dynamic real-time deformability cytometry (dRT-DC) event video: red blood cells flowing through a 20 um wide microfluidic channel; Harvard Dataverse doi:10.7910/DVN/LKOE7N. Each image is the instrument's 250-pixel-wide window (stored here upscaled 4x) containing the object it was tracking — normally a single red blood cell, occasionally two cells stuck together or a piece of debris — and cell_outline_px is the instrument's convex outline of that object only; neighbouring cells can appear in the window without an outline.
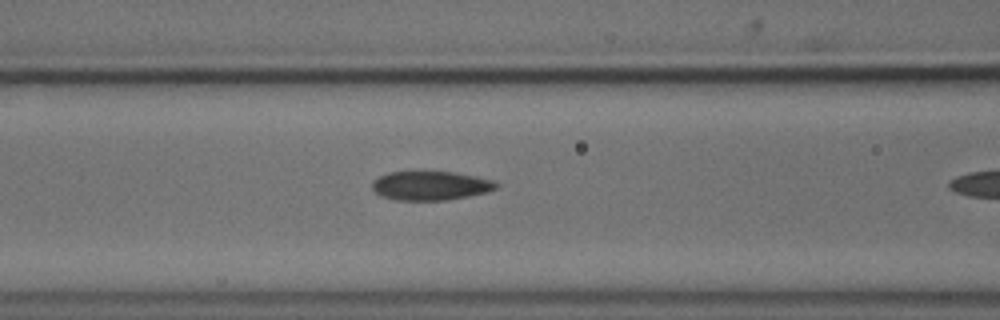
{"species": "common noctule bat (a hibernating species)", "species_latin": "Nyctalus noctula", "temperature_condition": "cold", "stored_images_in_passage": 5, "camera_frame_rate_fps": 3000, "um_per_image_px": 0.085, "animal": {"sex": "male", "body_mass_g": 18.8}, "frame": {"image": 1, "passage_image": 4, "time_ms": 1.0, "image_size_px": [1000, 320], "cell_outline_px": [[500, 184], [496, 188], [488, 192], [448, 200], [396, 200], [380, 196], [372, 188], [372, 180], [388, 172], [452, 172], [476, 176], [496, 180]], "centroid_in_image_um": [36.62, 15.78], "position_along_channel_um": 130.0, "area_um2": 21.1}}